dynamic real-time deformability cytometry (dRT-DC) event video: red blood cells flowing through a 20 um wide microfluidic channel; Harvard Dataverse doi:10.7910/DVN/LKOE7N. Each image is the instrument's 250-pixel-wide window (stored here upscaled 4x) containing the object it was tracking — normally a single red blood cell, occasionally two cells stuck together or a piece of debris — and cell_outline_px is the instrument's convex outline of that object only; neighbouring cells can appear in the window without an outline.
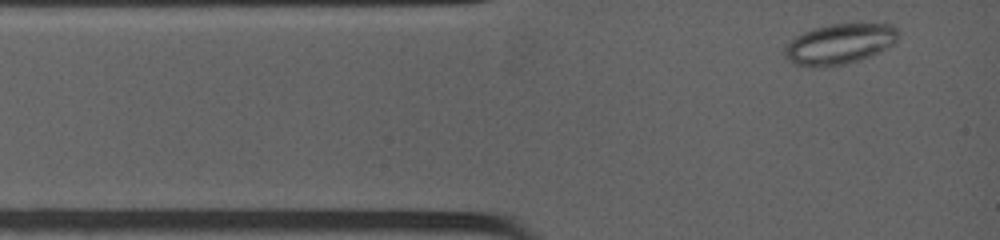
{"species": "common noctule bat (a hibernating species)", "species_latin": "Nyctalus noctula", "temperature_condition": "warm", "stored_images_in_passage": 5, "camera_frame_rate_fps": 4500, "um_per_image_px": 0.085, "animal": {"sex": "female", "body_mass_g": 19.0, "forearm_length_mm": 53.3}, "frame": {"image": 1, "passage_image": 2, "time_ms": 0.444, "image_size_px": [1000, 240], "cell_outline_px": [[900, 32], [896, 40], [892, 44], [860, 60], [844, 64], [792, 64], [784, 56], [784, 48], [796, 36], [812, 28], [832, 24], [892, 24]], "centroid_in_image_um": [71.37, 3.69], "position_along_channel_um": 13.6, "area_um2": 25.84}}